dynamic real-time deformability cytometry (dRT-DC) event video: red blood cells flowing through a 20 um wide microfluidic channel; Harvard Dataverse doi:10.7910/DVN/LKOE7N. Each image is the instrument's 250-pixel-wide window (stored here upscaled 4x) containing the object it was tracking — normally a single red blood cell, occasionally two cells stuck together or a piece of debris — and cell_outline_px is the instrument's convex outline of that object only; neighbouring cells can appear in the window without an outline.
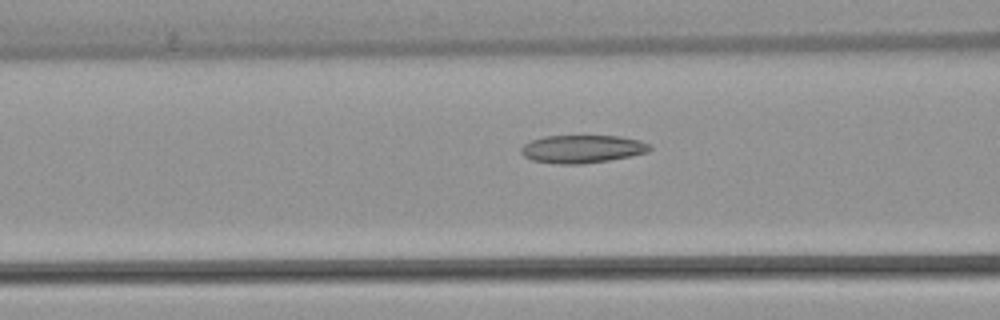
{"species": "common noctule bat (a hibernating species)", "species_latin": "Nyctalus noctula", "temperature_condition": "warm", "stored_images_in_passage": 17, "camera_frame_rate_fps": 3000, "um_per_image_px": 0.085, "animal": {"sex": "female", "body_mass_g": 22.7, "forearm_length_mm": 54.2}, "frame": {"image": 1, "passage_image": 8, "time_ms": 2.333, "image_size_px": [1000, 320], "cell_outline_px": [[652, 148], [648, 152], [632, 156], [584, 164], [556, 164], [532, 160], [524, 156], [520, 152], [520, 148], [524, 144], [532, 140], [544, 136], [620, 136], [640, 140], [648, 144]], "centroid_in_image_um": [49.48, 12.66], "position_along_channel_um": 117.1, "area_um2": 21.04}}
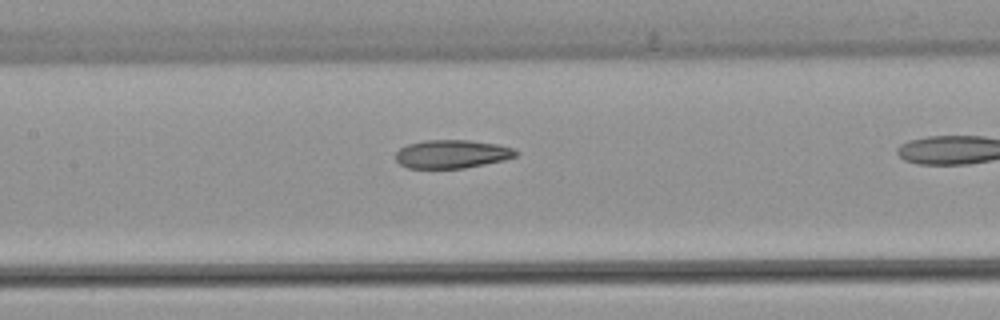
{"frame": {"image": 2, "passage_image": 12, "time_ms": 3.667, "image_size_px": [1000, 320], "cell_outline_px": [[520, 152], [516, 156], [504, 160], [464, 168], [408, 168], [400, 164], [396, 160], [396, 152], [400, 148], [408, 144], [424, 140], [468, 140], [496, 144], [512, 148]], "centroid_in_image_um": [38.41, 13.09], "position_along_channel_um": 169.0, "area_um2": 19.83}}